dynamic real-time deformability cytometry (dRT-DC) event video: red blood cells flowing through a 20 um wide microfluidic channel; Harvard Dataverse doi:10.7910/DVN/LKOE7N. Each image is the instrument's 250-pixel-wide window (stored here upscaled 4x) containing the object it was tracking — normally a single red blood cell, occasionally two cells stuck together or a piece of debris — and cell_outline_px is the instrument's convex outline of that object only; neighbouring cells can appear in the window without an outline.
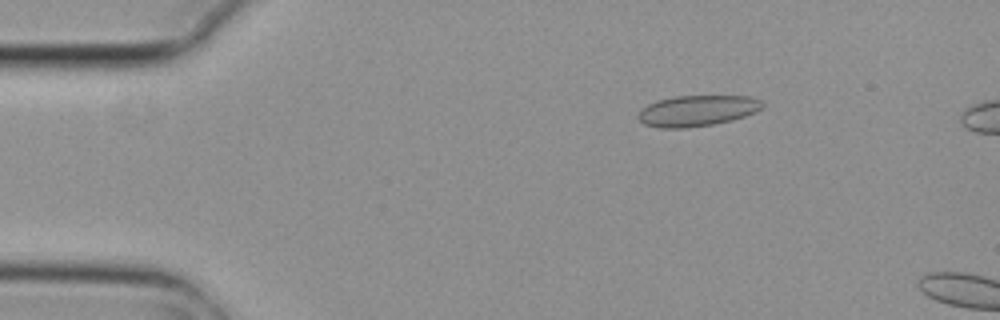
{"species": "common noctule bat (a hibernating species)", "species_latin": "Nyctalus noctula", "temperature_condition": "cold", "stored_images_in_passage": 5, "camera_frame_rate_fps": 3000, "um_per_image_px": 0.085, "animal": {"sex": "female", "body_mass_g": 29.2, "forearm_length_mm": 56.3}, "frame": {"image": 1, "passage_image": 2, "time_ms": 0.333, "image_size_px": [1000, 320], "cell_outline_px": [[764, 108], [756, 112], [732, 120], [712, 124], [684, 128], [660, 128], [644, 124], [636, 116], [640, 108], [656, 100], [676, 96], [748, 96], [760, 100], [764, 104]], "centroid_in_image_um": [59.24, 9.41], "position_along_channel_um": 25.8, "area_um2": 22.48}}